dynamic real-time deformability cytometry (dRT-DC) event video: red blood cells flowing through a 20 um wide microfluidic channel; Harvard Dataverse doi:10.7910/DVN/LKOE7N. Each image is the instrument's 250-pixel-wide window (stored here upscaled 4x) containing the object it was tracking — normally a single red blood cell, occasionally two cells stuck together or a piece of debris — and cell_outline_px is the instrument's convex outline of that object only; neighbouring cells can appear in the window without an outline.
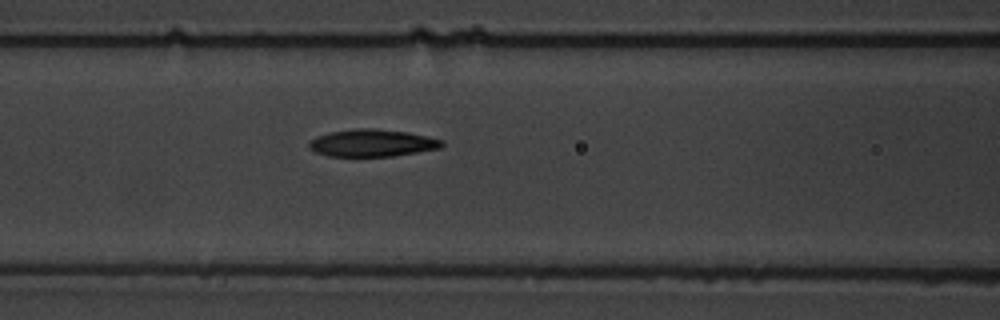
{"species": "common noctule bat (a hibernating species)", "species_latin": "Nyctalus noctula", "temperature_condition": "warm", "stored_images_in_passage": 5, "camera_frame_rate_fps": 3000, "um_per_image_px": 0.085, "animal": {"sex": "male", "body_mass_g": 19.5, "forearm_length_mm": 54.6}, "frame": {"image": 1, "passage_image": 5, "time_ms": 4.667, "image_size_px": [1000, 320], "cell_outline_px": [[444, 144], [440, 148], [392, 156], [328, 156], [316, 152], [308, 148], [308, 144], [316, 136], [332, 132], [356, 128], [372, 128], [408, 132], [428, 136], [444, 140]], "centroid_in_image_um": [31.65, 12.15], "position_along_channel_um": 135.0, "area_um2": 21.04}}